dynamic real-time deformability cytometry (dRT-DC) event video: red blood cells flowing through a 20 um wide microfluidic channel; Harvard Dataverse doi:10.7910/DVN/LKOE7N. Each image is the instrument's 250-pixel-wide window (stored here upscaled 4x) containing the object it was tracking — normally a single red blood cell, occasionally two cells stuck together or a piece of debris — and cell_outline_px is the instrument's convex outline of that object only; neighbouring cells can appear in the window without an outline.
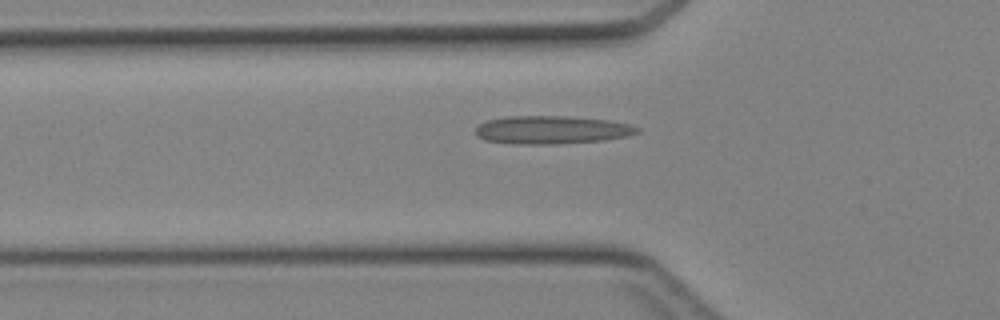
{"species": "Egyptian fruit bat (a non-hibernating species)", "species_latin": "Rousettus aegyptiacus", "temperature_condition": "cold", "stored_images_in_passage": 33, "camera_frame_rate_fps": 3000, "um_per_image_px": 0.085, "animal": {"sex": "female"}, "frame": {"image": 1, "passage_image": 8, "time_ms": 2.333, "image_size_px": [1000, 320], "cell_outline_px": [[640, 132], [628, 136], [604, 140], [556, 144], [516, 144], [484, 140], [476, 136], [476, 128], [480, 124], [488, 120], [504, 116], [564, 116], [608, 120], [632, 124], [640, 128]], "centroid_in_image_um": [46.91, 11.04], "position_along_channel_um": 78.9, "area_um2": 26.65}}
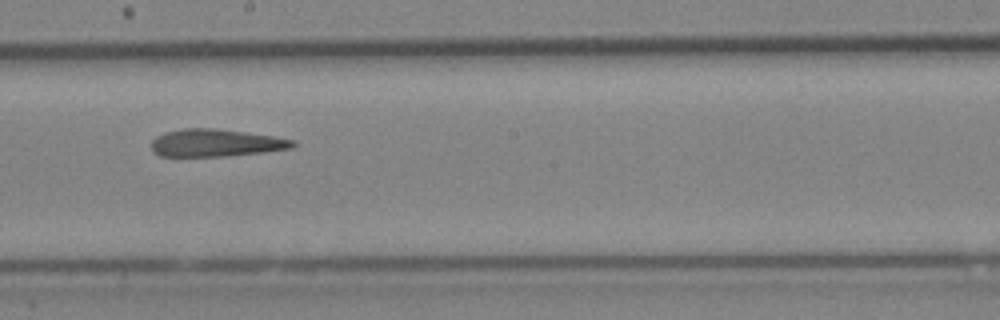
{"frame": {"image": 2, "passage_image": 18, "time_ms": 5.667, "image_size_px": [1000, 320], "cell_outline_px": [[296, 144], [292, 148], [264, 152], [224, 156], [160, 156], [152, 152], [152, 140], [156, 136], [164, 132], [184, 128], [216, 128], [276, 136], [296, 140]], "centroid_in_image_um": [18.36, 12.14], "position_along_channel_um": 229.8, "area_um2": 22.83}}
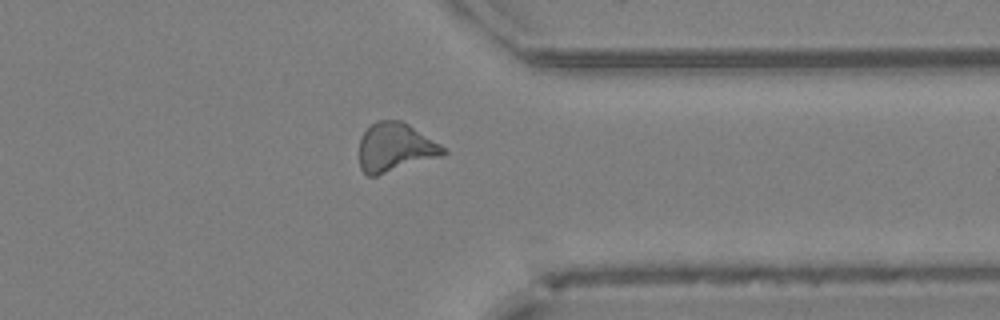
{"frame": {"image": 3, "passage_image": 28, "time_ms": 9.0, "image_size_px": [1000, 320], "cell_outline_px": [[448, 152], [444, 156], [376, 176], [368, 176], [360, 168], [360, 136], [376, 120], [400, 120], [408, 124], [448, 148]], "centroid_in_image_um": [33.63, 12.54], "position_along_channel_um": 377.8, "area_um2": 24.16}}